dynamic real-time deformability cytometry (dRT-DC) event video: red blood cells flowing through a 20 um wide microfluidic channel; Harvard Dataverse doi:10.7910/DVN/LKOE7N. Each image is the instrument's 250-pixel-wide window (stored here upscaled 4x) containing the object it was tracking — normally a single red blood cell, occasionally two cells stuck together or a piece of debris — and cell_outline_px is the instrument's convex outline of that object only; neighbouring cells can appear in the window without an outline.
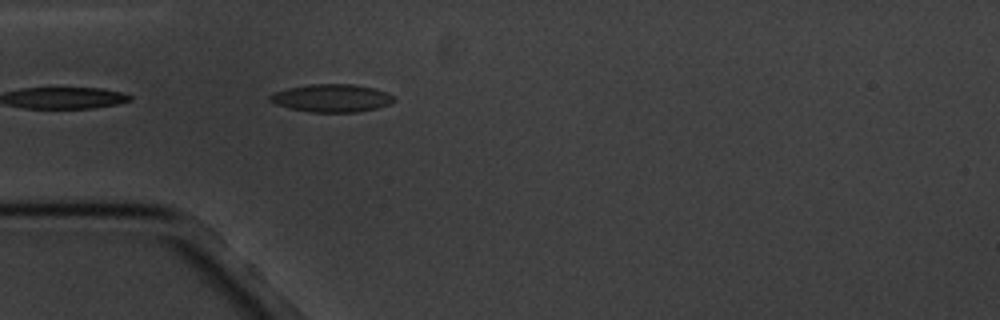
{"species": "common noctule bat (a hibernating species)", "species_latin": "Nyctalus noctula", "temperature_condition": "cold", "stored_images_in_passage": 3, "camera_frame_rate_fps": 3000, "um_per_image_px": 0.085, "animal": {"sex": "male", "body_mass_g": 20.1, "forearm_length_mm": 53.5}, "frame": {"image": 1, "passage_image": 3, "time_ms": 2.333, "image_size_px": [1000, 320], "cell_outline_px": [[396, 100], [392, 104], [376, 108], [356, 112], [308, 112], [288, 108], [276, 104], [268, 100], [268, 96], [272, 92], [288, 88], [312, 84], [352, 84], [372, 88], [384, 92], [392, 96]], "centroid_in_image_um": [28.14, 8.34], "position_along_channel_um": 56.9, "area_um2": 20.11}}